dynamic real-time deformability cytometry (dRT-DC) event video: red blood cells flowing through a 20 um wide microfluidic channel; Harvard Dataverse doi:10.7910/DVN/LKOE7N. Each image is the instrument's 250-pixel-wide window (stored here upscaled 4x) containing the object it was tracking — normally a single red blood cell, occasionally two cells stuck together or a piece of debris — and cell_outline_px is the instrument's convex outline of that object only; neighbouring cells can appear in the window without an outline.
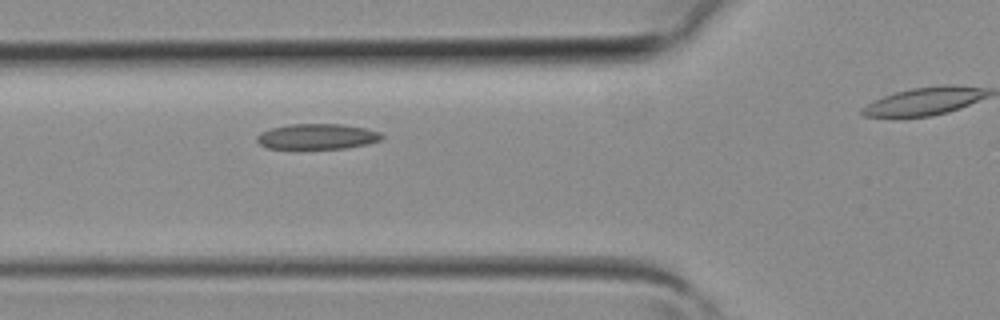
{"species": "common noctule bat (a hibernating species)", "species_latin": "Nyctalus noctula", "temperature_condition": "room temperature", "stored_images_in_passage": 4, "segment_of_instrument_passage": [1, 2], "camera_frame_rate_fps": 3000, "um_per_image_px": 0.085, "animal": {"sex": "female", "body_mass_g": 19.3, "forearm_length_mm": 54.1}, "frame": {"image": 1, "passage_image": 3, "time_ms": 0.667, "image_size_px": [1000, 320], "cell_outline_px": [[384, 136], [380, 140], [368, 144], [344, 148], [268, 148], [260, 144], [256, 140], [256, 136], [260, 132], [272, 128], [288, 124], [340, 124], [364, 128], [380, 132]], "centroid_in_image_um": [26.95, 11.6], "position_along_channel_um": 98.8, "area_um2": 18.38}}